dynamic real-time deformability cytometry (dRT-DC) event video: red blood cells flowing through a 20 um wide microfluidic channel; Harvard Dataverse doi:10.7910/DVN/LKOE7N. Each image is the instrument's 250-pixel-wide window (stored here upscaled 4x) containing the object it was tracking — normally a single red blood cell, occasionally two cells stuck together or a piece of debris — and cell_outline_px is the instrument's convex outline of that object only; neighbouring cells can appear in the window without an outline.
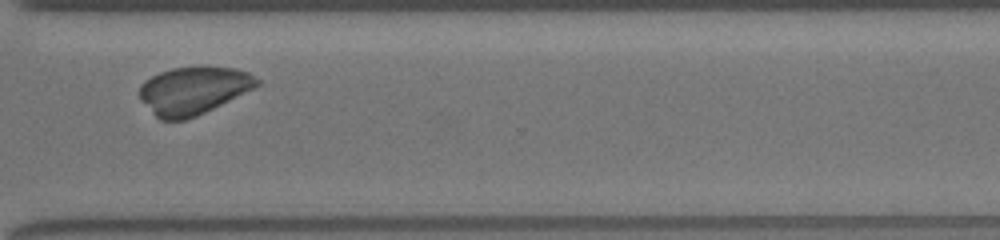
{"species": "common noctule bat (a hibernating species)", "species_latin": "Nyctalus noctula", "temperature_condition": "room temperature", "stored_images_in_passage": 25, "camera_frame_rate_fps": 3000, "um_per_image_px": 0.085, "animal": {"sex": "female", "body_mass_g": 19.5, "forearm_length_mm": 54.1}, "frame": {"image": 1, "passage_image": 22, "time_ms": 7.0, "image_size_px": [1000, 240], "cell_outline_px": [[260, 84], [256, 88], [196, 116], [184, 120], [160, 120], [140, 100], [140, 84], [144, 80], [160, 72], [172, 68], [236, 68], [248, 72], [260, 80]], "centroid_in_image_um": [16.44, 7.71], "position_along_channel_um": 354.2, "area_um2": 32.31}}
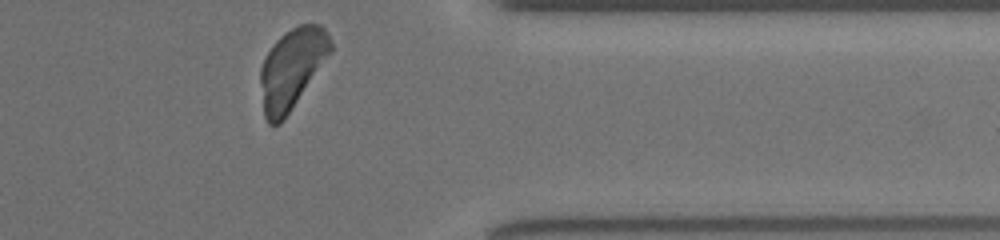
{"frame": {"image": 2, "passage_image": 25, "time_ms": 8.0, "image_size_px": [1000, 240], "cell_outline_px": [[332, 48], [284, 120], [280, 124], [268, 124], [264, 116], [260, 84], [260, 68], [272, 44], [280, 36], [292, 28], [300, 24], [320, 24], [324, 28], [332, 44]], "centroid_in_image_um": [24.76, 5.83], "position_along_channel_um": 386.6, "area_um2": 32.02}}